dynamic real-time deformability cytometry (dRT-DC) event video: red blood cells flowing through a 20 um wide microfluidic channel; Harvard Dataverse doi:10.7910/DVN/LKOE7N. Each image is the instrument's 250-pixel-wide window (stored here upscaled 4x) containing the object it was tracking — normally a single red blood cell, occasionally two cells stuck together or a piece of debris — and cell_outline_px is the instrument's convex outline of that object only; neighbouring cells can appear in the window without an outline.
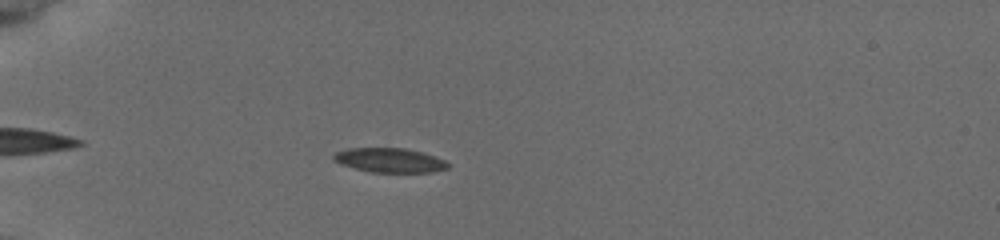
{"species": "common noctule bat (a hibernating species)", "species_latin": "Nyctalus noctula", "temperature_condition": "cold", "stored_images_in_passage": 58, "camera_frame_rate_fps": 3000, "um_per_image_px": 0.085, "animal": {"sex": "female", "body_mass_g": 19.5, "forearm_length_mm": 54.1}, "frame": {"image": 1, "passage_image": 12, "time_ms": 2.667, "image_size_px": [1000, 240], "cell_outline_px": [[448, 168], [432, 172], [372, 172], [356, 168], [332, 160], [332, 156], [336, 152], [348, 148], [404, 148], [436, 156], [444, 160], [448, 164]], "centroid_in_image_um": [33.12, 13.61], "position_along_channel_um": 51.9, "area_um2": 16.01}}
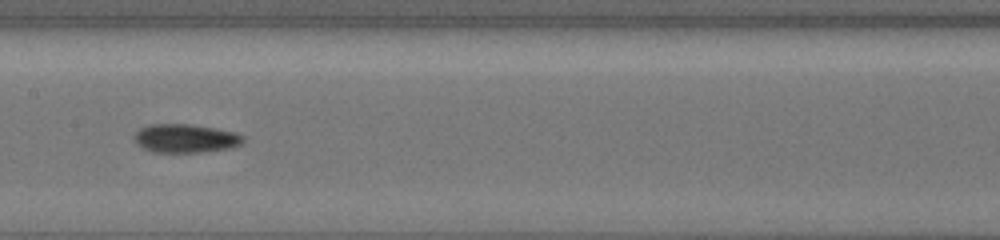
{"frame": {"image": 2, "passage_image": 28, "time_ms": 7.0, "image_size_px": [1000, 240], "cell_outline_px": [[244, 140], [236, 148], [204, 152], [152, 152], [136, 144], [136, 132], [140, 128], [152, 124], [192, 124], [216, 128], [232, 132], [244, 136]], "centroid_in_image_um": [15.81, 11.77], "position_along_channel_um": 191.6, "area_um2": 18.21}}
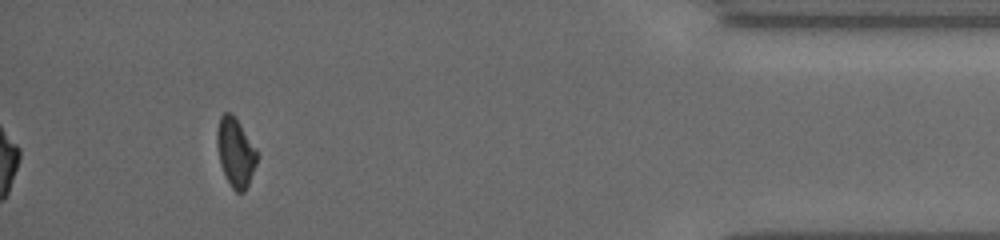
{"frame": {"image": 3, "passage_image": 52, "time_ms": 14.0, "image_size_px": [1000, 240], "cell_outline_px": [[260, 156], [248, 184], [244, 192], [236, 192], [232, 188], [220, 164], [216, 144], [216, 132], [220, 116], [224, 112], [232, 112], [256, 148]], "centroid_in_image_um": [20.02, 12.92], "position_along_channel_um": 415.2, "area_um2": 16.18}, "authors_computed_cell_mechanics": {"area_um2": 16.5886, "velocity_mm_per_s": 3.8581, "shape_relaxation_time_tau1_ms": 4.0674, "shape_relaxation_time_tau2_ms": 3.7447, "deformation_change_tau1": 0.0987, "deformation_change_tau2": 0.0897}}